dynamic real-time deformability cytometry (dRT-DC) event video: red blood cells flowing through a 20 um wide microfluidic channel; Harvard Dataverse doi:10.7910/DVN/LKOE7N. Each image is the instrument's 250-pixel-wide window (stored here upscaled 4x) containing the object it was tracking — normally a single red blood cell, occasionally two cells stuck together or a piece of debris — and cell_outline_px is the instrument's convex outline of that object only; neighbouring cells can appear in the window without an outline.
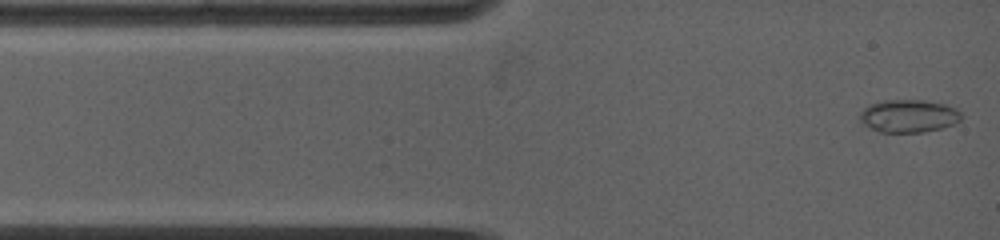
{"species": "common noctule bat (a hibernating species)", "species_latin": "Nyctalus noctula", "temperature_condition": "warm", "stored_images_in_passage": 41, "camera_frame_rate_fps": 5000, "um_per_image_px": 0.085, "animal": {"sex": "female", "body_mass_g": 19.0, "forearm_length_mm": 53.3}, "frame": {"image": 1, "passage_image": 1, "time_ms": 0.0, "image_size_px": [1000, 240], "cell_outline_px": [[964, 116], [960, 120], [944, 128], [924, 132], [880, 132], [864, 124], [860, 120], [860, 112], [864, 108], [872, 104], [884, 100], [924, 100], [944, 104], [960, 112]], "centroid_in_image_um": [77.25, 9.86], "position_along_channel_um": 7.8, "area_um2": 19.25}}
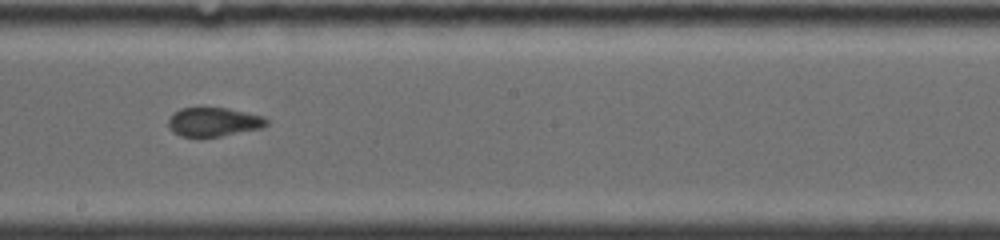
{"frame": {"image": 2, "passage_image": 18, "time_ms": 6.8, "image_size_px": [1000, 240], "cell_outline_px": [[268, 124], [260, 128], [220, 136], [180, 136], [172, 132], [168, 128], [168, 120], [180, 108], [228, 108], [264, 116], [268, 120]], "centroid_in_image_um": [18.16, 10.36], "position_along_channel_um": 230.0, "area_um2": 16.36}}
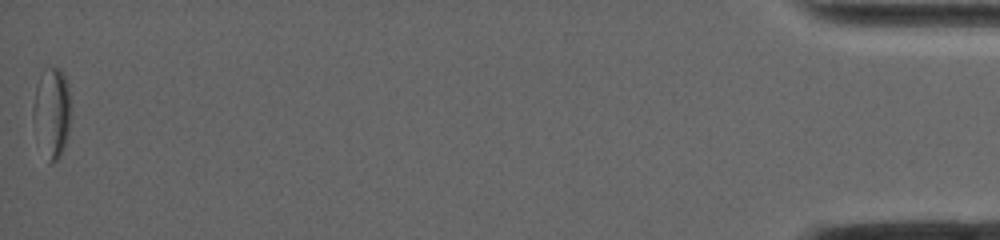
{"frame": {"image": 3, "passage_image": 41, "time_ms": 16.0, "image_size_px": [1000, 240], "cell_outline_px": [[68, 136], [64, 148], [60, 156], [52, 164], [48, 164], [32, 116], [32, 108], [36, 84], [44, 68], [60, 68], [64, 72], [68, 88]], "centroid_in_image_um": [4.39, 9.54], "position_along_channel_um": 430.8, "area_um2": 19.31}, "authors_computed_cell_mechanics": {"area_um2": 17.5712, "velocity_mm_per_s": 3.9277, "shape_relaxation_time_tau1_ms": null, "shape_relaxation_time_tau2_ms": 1.7413, "deformation_change_tau1": null, "deformation_change_tau2": 0.0649}}